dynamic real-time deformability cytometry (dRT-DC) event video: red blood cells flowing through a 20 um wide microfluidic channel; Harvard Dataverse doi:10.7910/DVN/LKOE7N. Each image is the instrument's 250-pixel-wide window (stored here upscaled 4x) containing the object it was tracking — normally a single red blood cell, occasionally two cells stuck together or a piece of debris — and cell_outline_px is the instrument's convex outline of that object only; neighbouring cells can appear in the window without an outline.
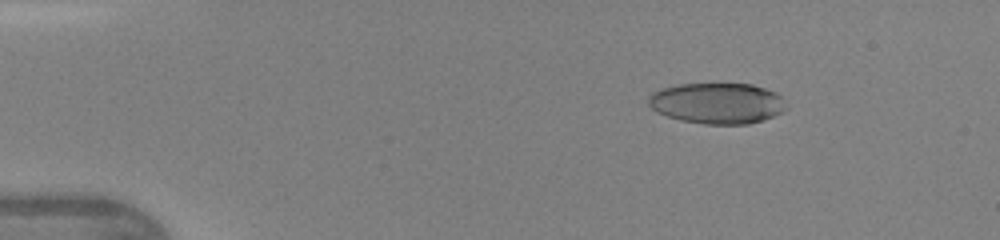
{"species": "human", "species_latin": "Homo sapiens", "temperature_condition": "warm", "stored_images_in_passage": 47, "camera_frame_rate_fps": 3000, "um_per_image_px": 0.085, "donor": {"sex": "female"}, "frame": {"image": 1, "passage_image": 7, "time_ms": 2.0, "image_size_px": [1000, 240], "cell_outline_px": [[788, 108], [784, 112], [764, 120], [748, 124], [704, 124], [680, 120], [656, 112], [648, 104], [648, 96], [652, 92], [660, 88], [680, 84], [752, 84], [776, 92], [788, 104]], "centroid_in_image_um": [60.99, 8.78], "position_along_channel_um": 24.0, "area_um2": 33.18}}
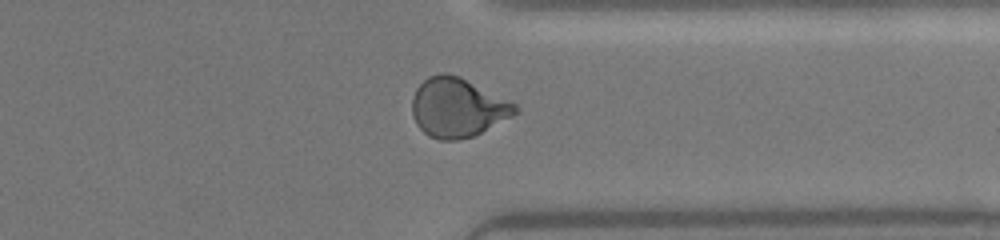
{"frame": {"image": 2, "passage_image": 37, "time_ms": 12.0, "image_size_px": [1000, 240], "cell_outline_px": [[520, 112], [472, 136], [456, 140], [440, 140], [428, 136], [416, 124], [412, 112], [412, 96], [416, 88], [428, 76], [444, 72], [460, 76], [516, 104], [520, 108]], "centroid_in_image_um": [38.87, 9.13], "position_along_channel_um": 372.5, "area_um2": 35.43}}
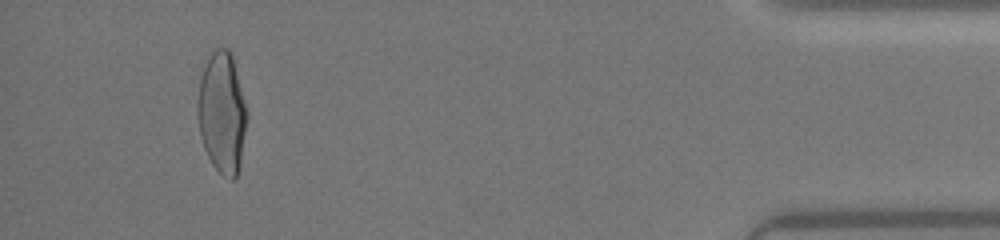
{"frame": {"image": 3, "passage_image": 44, "time_ms": 14.333, "image_size_px": [1000, 240], "cell_outline_px": [[248, 116], [240, 164], [236, 176], [232, 180], [228, 180], [212, 164], [204, 148], [200, 136], [196, 112], [196, 100], [200, 76], [212, 52], [216, 48], [228, 48], [232, 52], [248, 112]], "centroid_in_image_um": [18.87, 9.57], "position_along_channel_um": 416.3, "area_um2": 35.32}, "authors_computed_cell_mechanics": {"area_um2": 34.1598, "velocity_mm_per_s": 4.353, "shape_relaxation_time_tau1_ms": 3.3922, "shape_relaxation_time_tau2_ms": 1.0307, "deformation_change_tau1": 0.1734, "deformation_change_tau2": 0.0617}}